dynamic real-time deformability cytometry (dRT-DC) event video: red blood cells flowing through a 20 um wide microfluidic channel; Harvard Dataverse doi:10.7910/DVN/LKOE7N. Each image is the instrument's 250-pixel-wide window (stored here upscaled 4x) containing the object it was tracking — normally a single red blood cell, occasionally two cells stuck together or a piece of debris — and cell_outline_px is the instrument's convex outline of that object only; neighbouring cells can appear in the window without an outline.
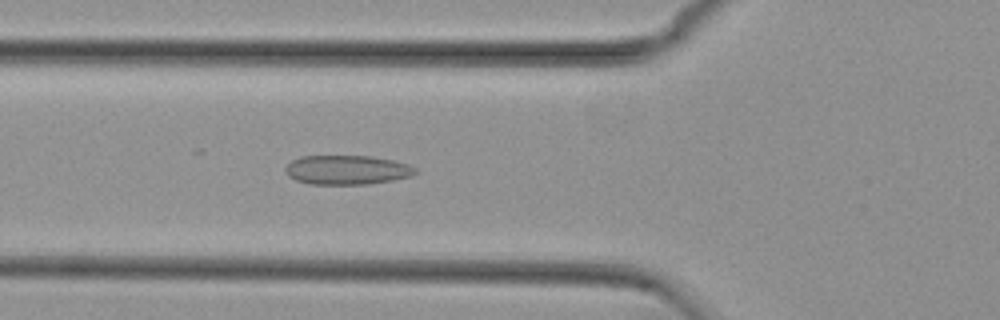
{"species": "common noctule bat (a hibernating species)", "species_latin": "Nyctalus noctula", "temperature_condition": "cold", "stored_images_in_passage": 42, "camera_frame_rate_fps": 3000, "um_per_image_px": 0.085, "animal": {"sex": "female", "body_mass_g": 29.2, "forearm_length_mm": 56.3}, "frame": {"image": 1, "passage_image": 7, "time_ms": 2.0, "image_size_px": [1000, 320], "cell_outline_px": [[416, 172], [412, 176], [392, 180], [368, 184], [308, 184], [296, 180], [288, 176], [284, 168], [292, 160], [300, 156], [372, 156], [392, 160], [408, 164], [416, 168]], "centroid_in_image_um": [29.48, 14.44], "position_along_channel_um": 96.3, "area_um2": 22.2}}
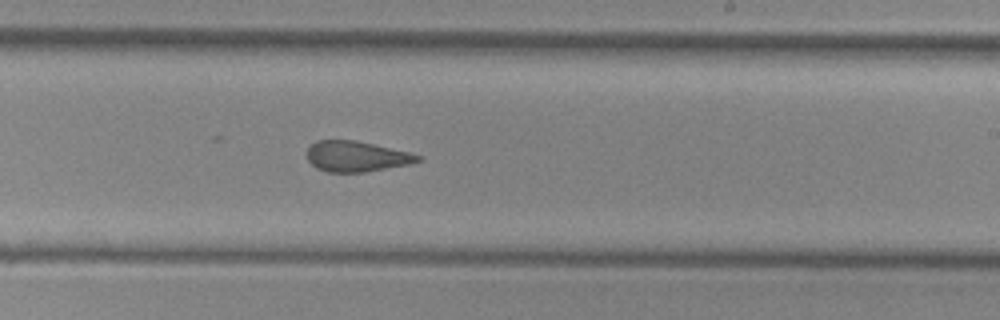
{"frame": {"image": 2, "passage_image": 20, "time_ms": 6.333, "image_size_px": [1000, 320], "cell_outline_px": [[424, 160], [408, 164], [364, 172], [328, 172], [316, 168], [308, 160], [308, 148], [316, 140], [356, 140], [408, 152], [420, 156]], "centroid_in_image_um": [30.28, 13.29], "position_along_channel_um": 258.7, "area_um2": 19.54}}
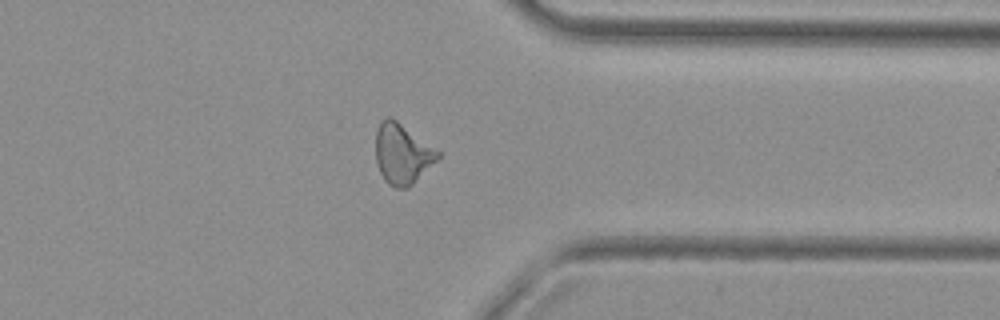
{"frame": {"image": 3, "passage_image": 30, "time_ms": 9.667, "image_size_px": [1000, 320], "cell_outline_px": [[440, 156], [408, 188], [396, 188], [388, 184], [384, 180], [376, 164], [376, 128], [380, 120], [384, 116], [392, 116], [440, 152]], "centroid_in_image_um": [34.14, 13.04], "position_along_channel_um": 377.3, "area_um2": 21.85}, "authors_computed_cell_mechanics": {"area_um2": 21.3282, "velocity_mm_per_s": 3.7402, "shape_relaxation_time_tau1_ms": null, "shape_relaxation_time_tau2_ms": 1.8636, "deformation_change_tau1": null, "deformation_change_tau2": 0.1139}}